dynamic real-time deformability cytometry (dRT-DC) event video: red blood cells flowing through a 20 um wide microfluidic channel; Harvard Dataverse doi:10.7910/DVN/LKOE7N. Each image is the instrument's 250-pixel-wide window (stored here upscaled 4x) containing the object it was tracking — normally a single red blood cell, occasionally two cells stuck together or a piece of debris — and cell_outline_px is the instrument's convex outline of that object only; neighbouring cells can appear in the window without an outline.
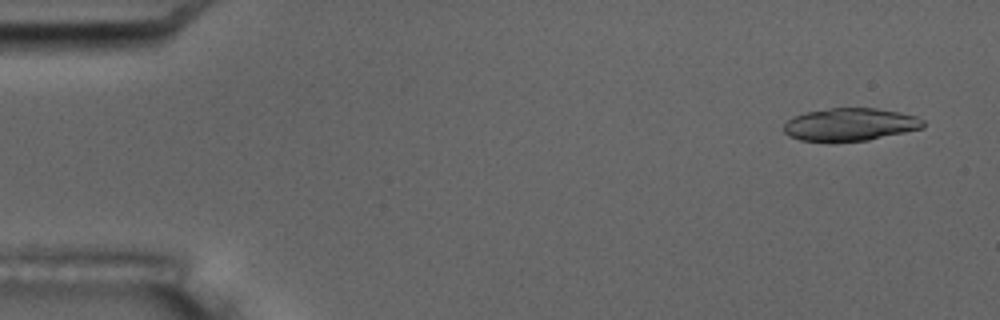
{"species": "common noctule bat (a hibernating species)", "species_latin": "Nyctalus noctula", "temperature_condition": "room temperature", "stored_images_in_passage": 6, "camera_frame_rate_fps": 3000, "um_per_image_px": 0.085, "animal": {"sex": "male", "body_mass_g": 17.5, "forearm_length_mm": 52.3}, "frame": {"image": 1, "passage_image": 1, "time_ms": 0.0, "image_size_px": [1000, 320], "cell_outline_px": [[924, 128], [868, 140], [800, 140], [788, 136], [784, 132], [784, 124], [792, 116], [804, 112], [828, 108], [876, 108], [900, 112], [916, 116], [924, 120]], "centroid_in_image_um": [72.26, 10.56], "position_along_channel_um": 12.7, "area_um2": 26.41}}
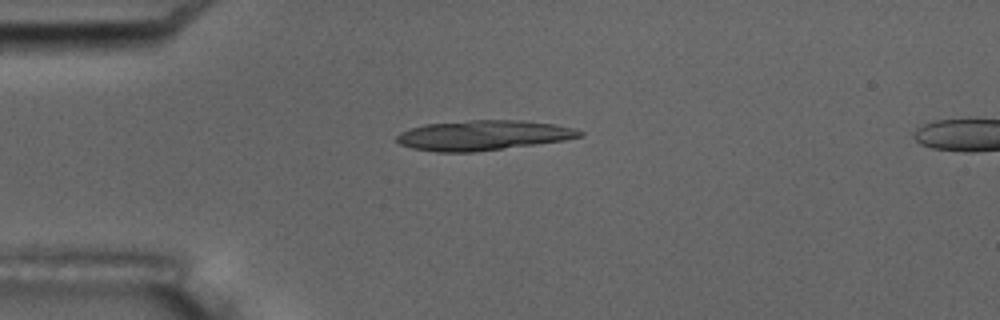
{"frame": {"image": 2, "passage_image": 4, "time_ms": 3.667, "image_size_px": [1000, 320], "cell_outline_px": [[584, 136], [564, 140], [472, 152], [436, 152], [412, 148], [400, 144], [396, 140], [396, 136], [400, 132], [424, 124], [468, 120], [524, 120], [556, 124], [572, 128], [584, 132]], "centroid_in_image_um": [41.06, 11.49], "position_along_channel_um": 43.9, "area_um2": 31.85}}